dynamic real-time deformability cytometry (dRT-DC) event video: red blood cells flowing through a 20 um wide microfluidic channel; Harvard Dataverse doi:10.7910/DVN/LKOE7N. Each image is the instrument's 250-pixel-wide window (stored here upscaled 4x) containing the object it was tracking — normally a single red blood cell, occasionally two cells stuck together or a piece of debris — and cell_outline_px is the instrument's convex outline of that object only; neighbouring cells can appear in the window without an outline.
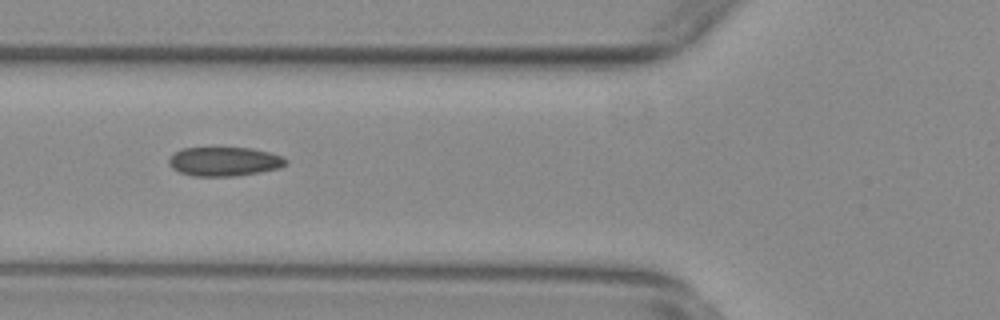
{"species": "common noctule bat (a hibernating species)", "species_latin": "Nyctalus noctula", "temperature_condition": "warm", "stored_images_in_passage": 45, "camera_frame_rate_fps": 3000, "um_per_image_px": 0.085, "animal": {"sex": "female", "body_mass_g": 29.2, "forearm_length_mm": 56.3}, "frame": {"image": 1, "passage_image": 11, "time_ms": 3.333, "image_size_px": [1000, 320], "cell_outline_px": [[288, 164], [280, 168], [260, 172], [236, 176], [192, 176], [180, 172], [172, 168], [168, 164], [168, 160], [176, 152], [184, 148], [252, 148], [284, 156], [288, 160]], "centroid_in_image_um": [19.11, 13.73], "position_along_channel_um": 106.7, "area_um2": 19.88}}
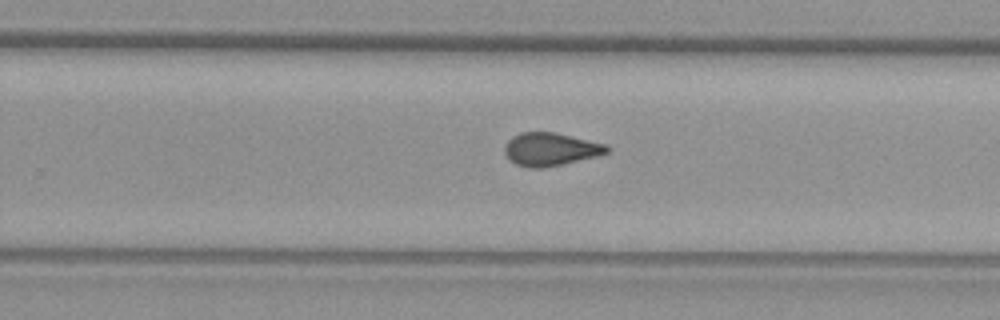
{"frame": {"image": 2, "passage_image": 25, "time_ms": 8.0, "image_size_px": [1000, 320], "cell_outline_px": [[608, 152], [596, 156], [564, 164], [544, 168], [528, 168], [516, 164], [504, 152], [504, 148], [508, 140], [512, 136], [520, 132], [556, 132], [608, 144]], "centroid_in_image_um": [46.8, 12.68], "position_along_channel_um": 283.0, "area_um2": 19.77}}
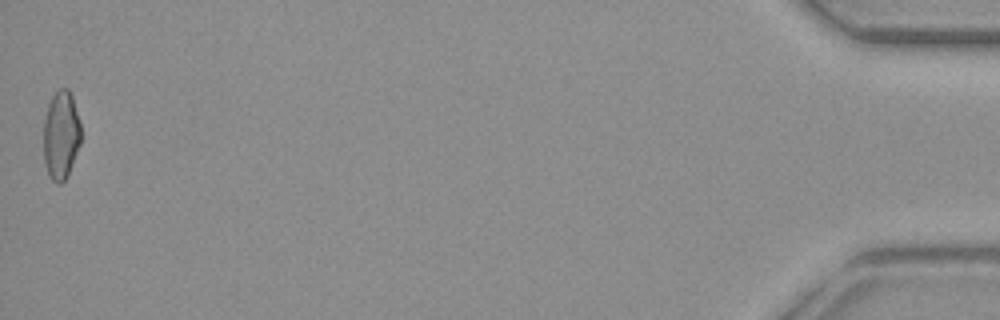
{"frame": {"image": 3, "passage_image": 45, "time_ms": 14.667, "image_size_px": [1000, 320], "cell_outline_px": [[80, 144], [68, 176], [60, 184], [56, 184], [52, 180], [44, 164], [44, 120], [48, 104], [52, 96], [60, 88], [68, 88], [72, 96], [80, 124]], "centroid_in_image_um": [5.18, 11.5], "position_along_channel_um": 430.0, "area_um2": 19.25}, "authors_computed_cell_mechanics": {"area_um2": 19.7676, "velocity_mm_per_s": 3.78, "shape_relaxation_time_tau1_ms": null, "shape_relaxation_time_tau2_ms": 1.4252, "deformation_change_tau1": null, "deformation_change_tau2": 0.066}}